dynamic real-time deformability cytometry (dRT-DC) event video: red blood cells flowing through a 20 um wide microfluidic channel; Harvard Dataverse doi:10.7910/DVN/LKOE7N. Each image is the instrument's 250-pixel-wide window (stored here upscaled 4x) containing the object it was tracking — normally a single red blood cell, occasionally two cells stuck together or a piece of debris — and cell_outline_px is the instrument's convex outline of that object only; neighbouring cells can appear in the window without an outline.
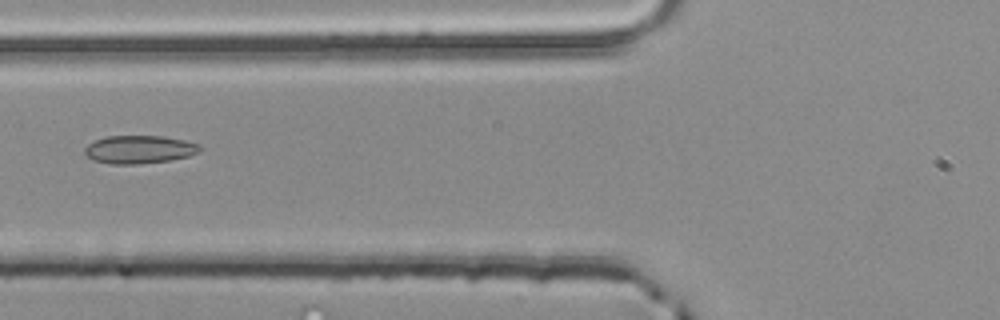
{"species": "common noctule bat (a hibernating species)", "species_latin": "Nyctalus noctula", "temperature_condition": "room temperature", "stored_images_in_passage": 2, "camera_frame_rate_fps": 3000, "um_per_image_px": 0.085, "animal": {"sex": "male", "body_mass_g": 20.4}, "frame": {"image": 1, "passage_image": 2, "time_ms": 0.333, "image_size_px": [1000, 320], "cell_outline_px": [[204, 148], [200, 152], [188, 156], [172, 160], [140, 164], [108, 164], [92, 160], [84, 152], [84, 148], [88, 144], [96, 140], [108, 136], [160, 136], [184, 140], [200, 144]], "centroid_in_image_um": [11.87, 12.71], "position_along_channel_um": 113.9, "area_um2": 19.02}}